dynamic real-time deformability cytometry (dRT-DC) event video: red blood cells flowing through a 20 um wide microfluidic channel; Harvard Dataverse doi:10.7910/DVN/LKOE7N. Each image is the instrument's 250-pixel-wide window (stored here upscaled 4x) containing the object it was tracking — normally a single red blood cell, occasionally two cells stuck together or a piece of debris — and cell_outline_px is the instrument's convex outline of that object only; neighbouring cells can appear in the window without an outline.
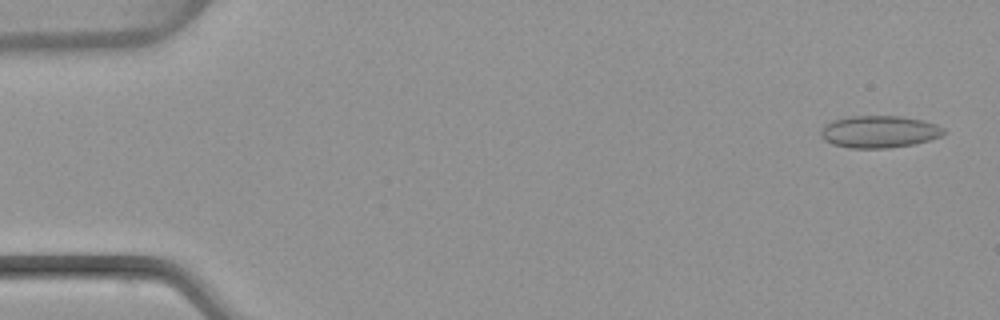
{"species": "common noctule bat (a hibernating species)", "species_latin": "Nyctalus noctula", "temperature_condition": "warm", "stored_images_in_passage": 50, "camera_frame_rate_fps": 3000, "um_per_image_px": 0.085, "animal": {"sex": "female", "body_mass_g": 22.7, "forearm_length_mm": 54.2}, "frame": {"image": 1, "passage_image": 2, "time_ms": 0.333, "image_size_px": [1000, 320], "cell_outline_px": [[944, 132], [940, 136], [928, 140], [912, 144], [888, 148], [848, 148], [832, 144], [824, 140], [820, 136], [820, 132], [824, 124], [832, 120], [848, 116], [900, 116], [924, 120], [936, 124], [944, 128]], "centroid_in_image_um": [74.68, 11.19], "position_along_channel_um": 10.3, "area_um2": 23.12}}
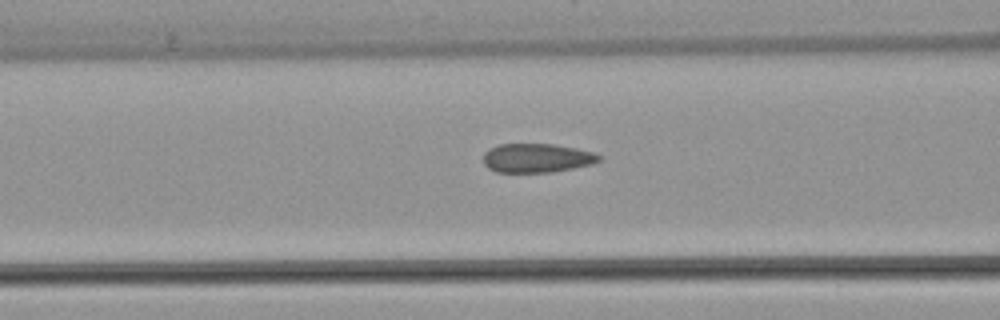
{"frame": {"image": 2, "passage_image": 20, "time_ms": 6.333, "image_size_px": [1000, 320], "cell_outline_px": [[600, 160], [592, 164], [552, 172], [496, 172], [488, 168], [484, 164], [484, 152], [488, 148], [500, 144], [552, 144], [592, 152], [600, 156]], "centroid_in_image_um": [45.57, 13.43], "position_along_channel_um": 121.0, "area_um2": 19.36}}
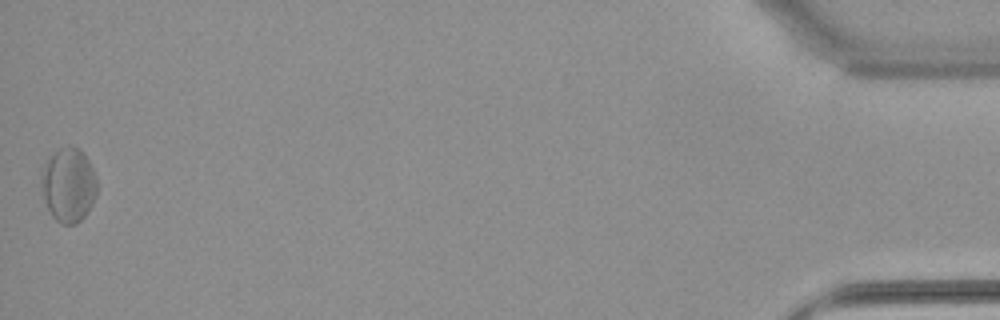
{"frame": {"image": 3, "passage_image": 50, "time_ms": 16.333, "image_size_px": [1000, 320], "cell_outline_px": [[96, 196], [84, 216], [76, 224], [60, 224], [52, 216], [48, 208], [40, 184], [40, 172], [48, 160], [60, 148], [72, 144], [80, 148], [88, 160], [96, 176]], "centroid_in_image_um": [5.82, 15.71], "position_along_channel_um": 429.4, "area_um2": 23.99}, "authors_computed_cell_mechanics": {"area_um2": 20.8947, "velocity_mm_per_s": 4.0508, "shape_relaxation_time_tau1_ms": null, "shape_relaxation_time_tau2_ms": 1.0672, "deformation_change_tau1": null, "deformation_change_tau2": 0.0542}}